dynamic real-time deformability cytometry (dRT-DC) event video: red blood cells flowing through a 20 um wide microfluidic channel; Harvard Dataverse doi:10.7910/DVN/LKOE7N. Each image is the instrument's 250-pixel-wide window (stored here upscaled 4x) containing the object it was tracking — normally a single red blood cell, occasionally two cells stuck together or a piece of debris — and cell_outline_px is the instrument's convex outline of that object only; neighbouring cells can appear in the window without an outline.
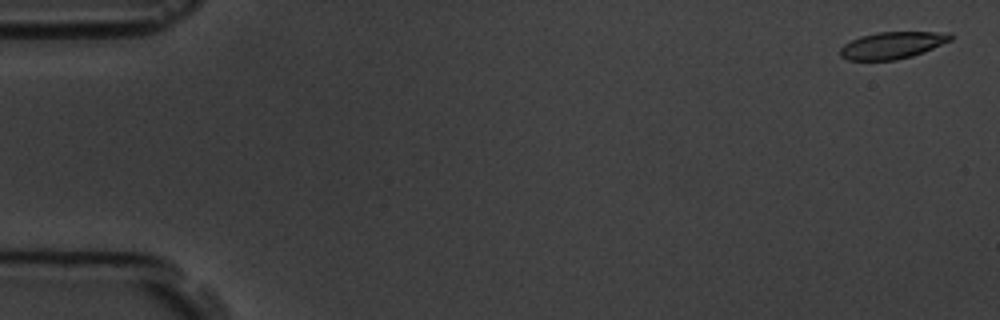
{"species": "common noctule bat (a hibernating species)", "species_latin": "Nyctalus noctula", "temperature_condition": "room temperature", "stored_images_in_passage": 8, "camera_frame_rate_fps": 3000, "um_per_image_px": 0.085, "animal": {"sex": "male", "body_mass_g": 19.5, "forearm_length_mm": 54.6}, "frame": {"image": 1, "passage_image": 1, "time_ms": 0.0, "image_size_px": [1000, 320], "cell_outline_px": [[956, 36], [952, 40], [924, 52], [912, 56], [896, 60], [848, 60], [840, 56], [840, 48], [844, 44], [860, 36], [876, 32], [952, 32]], "centroid_in_image_um": [75.89, 3.84], "position_along_channel_um": 9.1, "area_um2": 17.51}}
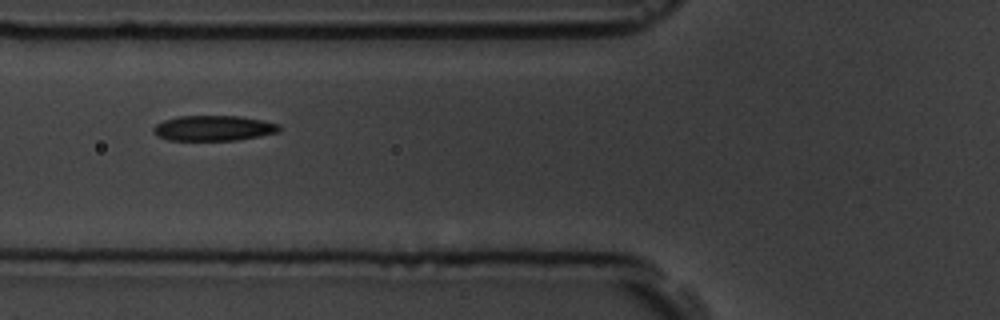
{"frame": {"image": 2, "passage_image": 6, "time_ms": 6.667, "image_size_px": [1000, 320], "cell_outline_px": [[280, 132], [260, 136], [236, 140], [168, 140], [156, 136], [152, 132], [152, 128], [156, 124], [164, 120], [180, 116], [240, 116], [280, 124]], "centroid_in_image_um": [18.13, 10.9], "position_along_channel_um": 107.7, "area_um2": 18.61}}
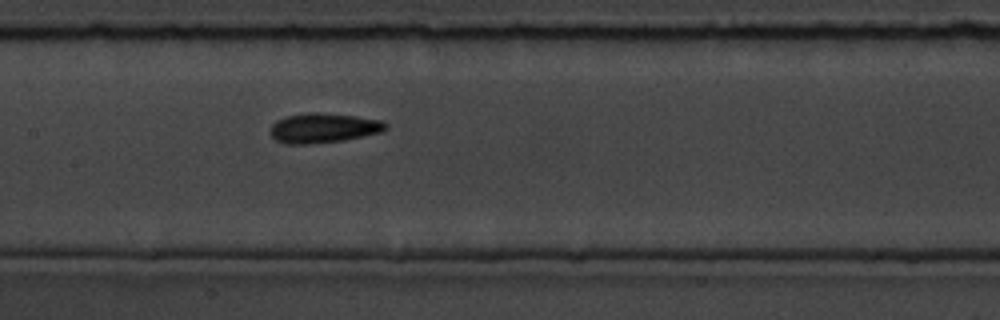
{"frame": {"image": 3, "passage_image": 8, "time_ms": 8.667, "image_size_px": [1000, 320], "cell_outline_px": [[388, 128], [384, 132], [344, 140], [308, 144], [284, 144], [276, 140], [268, 132], [272, 124], [276, 120], [284, 116], [308, 112], [316, 112], [356, 116], [380, 120], [388, 124]], "centroid_in_image_um": [27.47, 10.88], "position_along_channel_um": 179.9, "area_um2": 20.29}}